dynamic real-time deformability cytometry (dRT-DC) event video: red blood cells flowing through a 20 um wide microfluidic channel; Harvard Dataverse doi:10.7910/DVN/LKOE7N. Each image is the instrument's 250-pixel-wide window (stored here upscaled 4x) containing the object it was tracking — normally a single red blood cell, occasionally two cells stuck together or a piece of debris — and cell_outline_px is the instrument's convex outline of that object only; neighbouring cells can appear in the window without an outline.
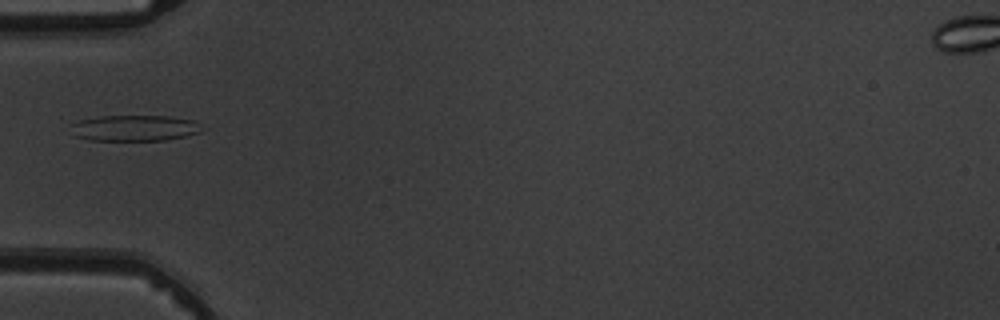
{"species": "common noctule bat (a hibernating species)", "species_latin": "Nyctalus noctula", "temperature_condition": "warm", "stored_images_in_passage": 5, "camera_frame_rate_fps": 3000, "um_per_image_px": 0.085, "animal": {"sex": "male", "body_mass_g": 19.5, "forearm_length_mm": 54.6}, "frame": {"image": 1, "passage_image": 5, "time_ms": 5.667, "image_size_px": [1000, 320], "cell_outline_px": [[204, 128], [200, 132], [188, 136], [164, 140], [88, 140], [76, 136], [72, 124], [80, 120], [100, 116], [168, 116], [192, 120]], "centroid_in_image_um": [11.49, 10.89], "position_along_channel_um": 73.5, "area_um2": 19.59}}